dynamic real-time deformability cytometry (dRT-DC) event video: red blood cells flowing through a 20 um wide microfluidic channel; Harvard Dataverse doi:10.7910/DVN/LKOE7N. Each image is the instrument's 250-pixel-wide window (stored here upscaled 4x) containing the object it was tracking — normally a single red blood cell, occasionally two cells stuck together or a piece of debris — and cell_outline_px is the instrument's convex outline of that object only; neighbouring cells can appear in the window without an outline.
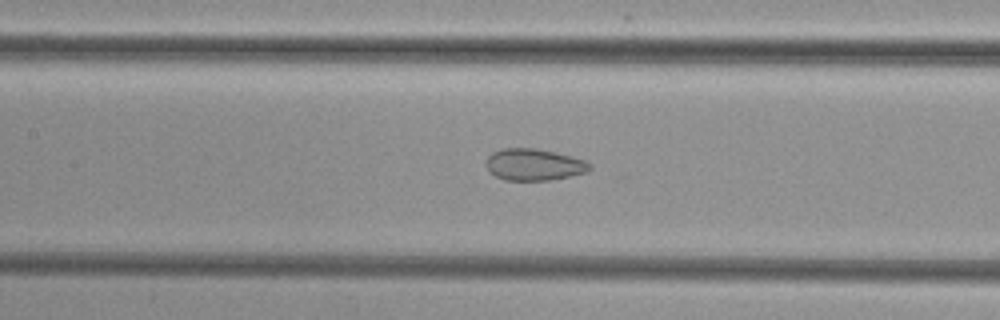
{"species": "common noctule bat (a hibernating species)", "species_latin": "Nyctalus noctula", "temperature_condition": "cold", "stored_images_in_passage": 46, "camera_frame_rate_fps": 3000, "um_per_image_px": 0.085, "animal": {"sex": "female", "body_mass_g": 29.2, "forearm_length_mm": 56.3}, "frame": {"image": 1, "passage_image": 24, "time_ms": 7.667, "image_size_px": [1000, 320], "cell_outline_px": [[592, 168], [584, 172], [552, 180], [504, 180], [488, 172], [484, 164], [488, 156], [492, 152], [504, 148], [536, 148], [584, 160], [592, 164]], "centroid_in_image_um": [45.32, 13.99], "position_along_channel_um": 162.1, "area_um2": 19.07}}
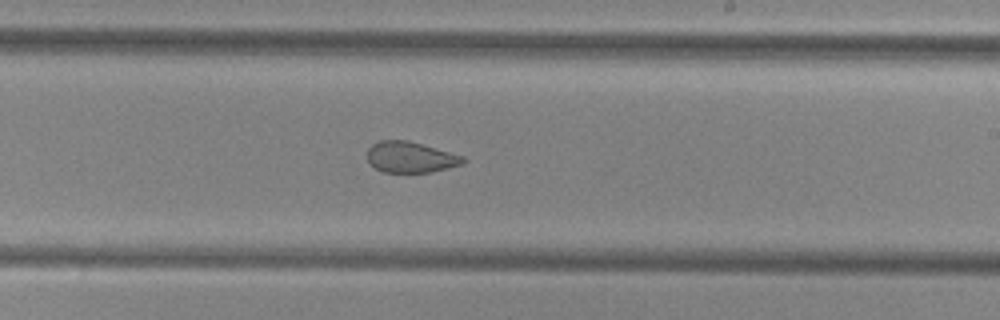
{"frame": {"image": 2, "passage_image": 31, "time_ms": 10.0, "image_size_px": [1000, 320], "cell_outline_px": [[464, 160], [460, 164], [448, 168], [432, 172], [384, 172], [368, 164], [368, 148], [372, 144], [380, 140], [408, 140], [464, 156]], "centroid_in_image_um": [34.85, 13.35], "position_along_channel_um": 254.1, "area_um2": 17.17}}
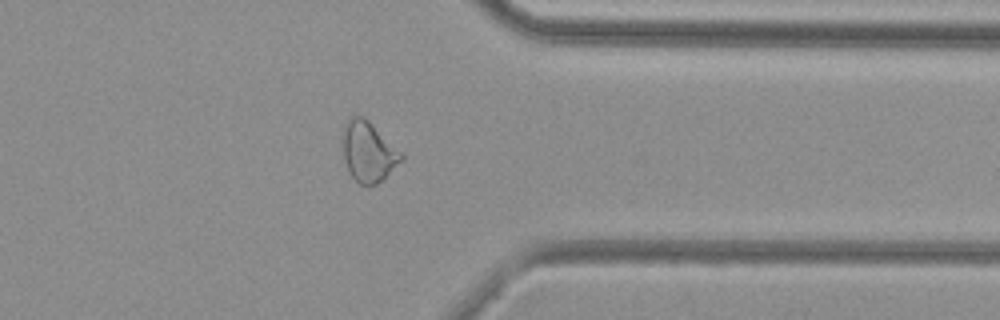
{"frame": {"image": 3, "passage_image": 41, "time_ms": 13.333, "image_size_px": [1000, 320], "cell_outline_px": [[404, 156], [376, 184], [368, 188], [360, 184], [352, 176], [344, 160], [344, 124], [348, 116], [364, 116]], "centroid_in_image_um": [31.26, 12.88], "position_along_channel_um": 380.1, "area_um2": 19.83}}